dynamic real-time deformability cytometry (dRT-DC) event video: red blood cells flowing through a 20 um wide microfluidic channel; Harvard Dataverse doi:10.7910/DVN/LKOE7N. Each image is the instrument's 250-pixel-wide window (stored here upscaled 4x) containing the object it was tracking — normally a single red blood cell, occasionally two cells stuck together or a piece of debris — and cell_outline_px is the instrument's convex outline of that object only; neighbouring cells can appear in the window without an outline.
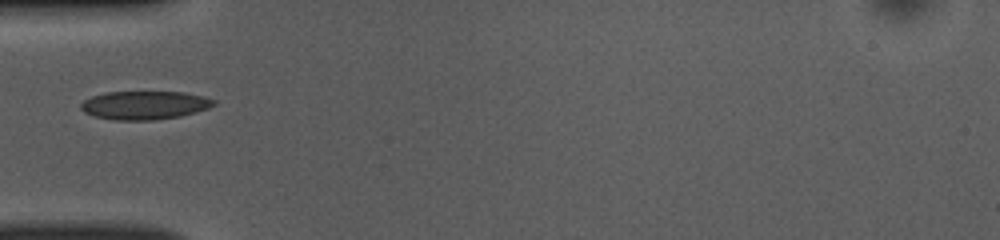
{"species": "common noctule bat (a hibernating species)", "species_latin": "Nyctalus noctula", "temperature_condition": "room temperature", "stored_images_in_passage": 19, "camera_frame_rate_fps": 3000, "um_per_image_px": 0.085, "animal": {"sex": "female", "body_mass_g": 10.0, "forearm_length_mm": 53.1}, "frame": {"image": 1, "passage_image": 1, "time_ms": 0.0, "image_size_px": [1000, 240], "cell_outline_px": [[216, 104], [208, 108], [196, 112], [180, 116], [152, 120], [112, 120], [96, 116], [84, 112], [80, 108], [80, 104], [84, 100], [92, 96], [104, 92], [184, 92], [204, 96], [216, 100]], "centroid_in_image_um": [12.3, 8.94], "position_along_channel_um": 72.7, "area_um2": 22.08}}
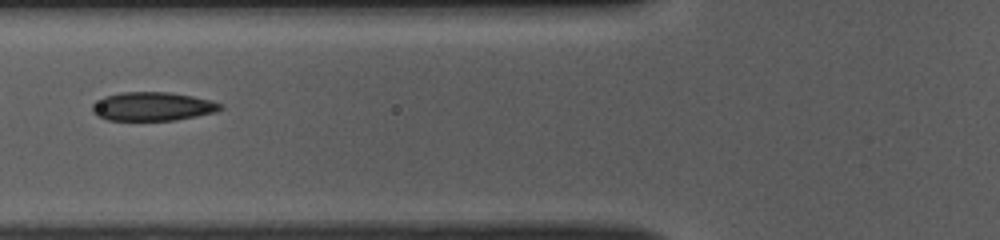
{"frame": {"image": 2, "passage_image": 4, "time_ms": 1.0, "image_size_px": [1000, 240], "cell_outline_px": [[224, 108], [216, 112], [176, 120], [108, 120], [96, 116], [92, 112], [92, 104], [104, 96], [120, 92], [168, 92], [192, 96], [224, 104]], "centroid_in_image_um": [12.96, 9.05], "position_along_channel_um": 112.8, "area_um2": 21.5}}
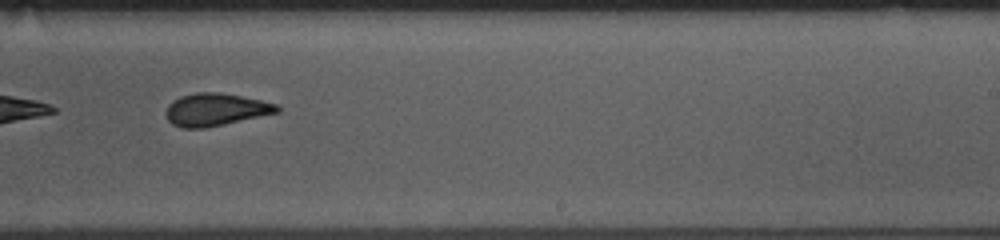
{"frame": {"image": 3, "passage_image": 16, "time_ms": 5.0, "image_size_px": [1000, 240], "cell_outline_px": [[280, 112], [224, 124], [204, 128], [180, 128], [172, 124], [168, 120], [164, 112], [168, 104], [172, 100], [180, 96], [196, 92], [216, 92], [240, 96], [260, 100], [276, 104], [280, 108]], "centroid_in_image_um": [18.27, 9.32], "position_along_channel_um": 270.7, "area_um2": 21.1}}